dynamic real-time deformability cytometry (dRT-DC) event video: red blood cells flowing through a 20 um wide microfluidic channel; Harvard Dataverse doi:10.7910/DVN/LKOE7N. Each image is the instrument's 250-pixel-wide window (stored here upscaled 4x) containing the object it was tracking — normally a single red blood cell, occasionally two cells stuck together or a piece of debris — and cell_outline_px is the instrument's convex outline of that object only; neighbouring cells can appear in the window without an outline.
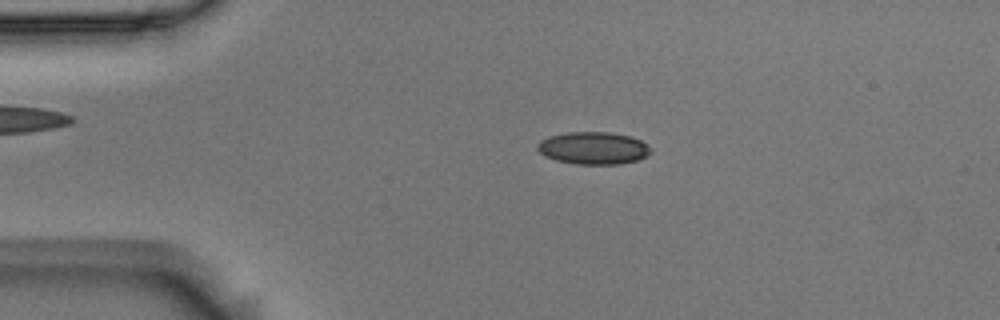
{"species": "Egyptian fruit bat (a non-hibernating species)", "species_latin": "Rousettus aegyptiacus", "temperature_condition": "room temperature", "stored_images_in_passage": 54, "camera_frame_rate_fps": 3000, "um_per_image_px": 0.085, "animal": {"sex": "male"}, "frame": {"image": 1, "passage_image": 11, "time_ms": 3.333, "image_size_px": [1000, 320], "cell_outline_px": [[652, 152], [636, 160], [620, 164], [576, 164], [556, 160], [544, 156], [536, 148], [536, 144], [540, 140], [548, 136], [568, 132], [612, 132], [632, 136], [648, 144], [652, 148]], "centroid_in_image_um": [50.43, 12.57], "position_along_channel_um": 34.6, "area_um2": 21.62}}
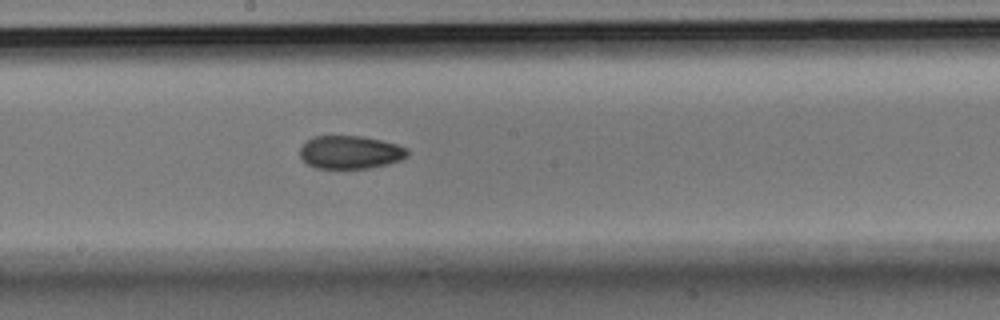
{"frame": {"image": 2, "passage_image": 29, "time_ms": 9.333, "image_size_px": [1000, 320], "cell_outline_px": [[408, 156], [400, 160], [388, 164], [368, 168], [316, 168], [308, 164], [300, 156], [300, 148], [312, 136], [364, 136], [396, 144], [408, 148]], "centroid_in_image_um": [29.78, 12.94], "position_along_channel_um": 218.4, "area_um2": 20.69}}
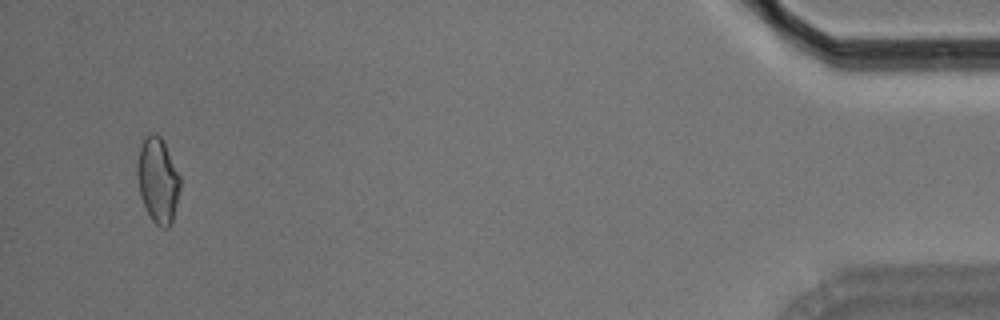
{"frame": {"image": 3, "passage_image": 52, "time_ms": 17.0, "image_size_px": [1000, 320], "cell_outline_px": [[180, 188], [172, 224], [168, 228], [164, 228], [156, 224], [152, 220], [140, 196], [136, 172], [136, 164], [140, 148], [144, 140], [152, 132], [156, 132], [160, 136], [180, 176]], "centroid_in_image_um": [13.41, 15.35], "position_along_channel_um": 421.8, "area_um2": 21.1}, "authors_computed_cell_mechanics": {"area_um2": 20.8369, "velocity_mm_per_s": 3.6831, "shape_relaxation_time_tau1_ms": 5.6897, "shape_relaxation_time_tau2_ms": 4.1619, "deformation_change_tau1": 0.1197, "deformation_change_tau2": 0.0903}}